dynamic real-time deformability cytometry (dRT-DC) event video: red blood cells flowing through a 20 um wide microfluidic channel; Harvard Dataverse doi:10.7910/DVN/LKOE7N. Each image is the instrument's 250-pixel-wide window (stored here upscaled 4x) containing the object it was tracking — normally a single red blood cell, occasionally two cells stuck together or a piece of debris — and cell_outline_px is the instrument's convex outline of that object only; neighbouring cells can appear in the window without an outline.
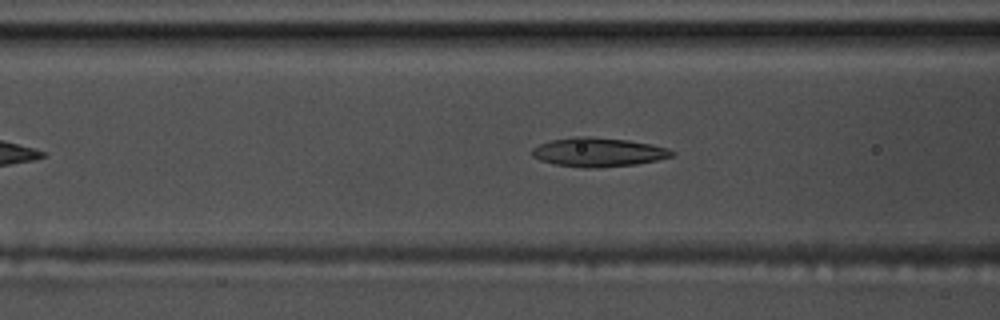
{"species": "common noctule bat (a hibernating species)", "species_latin": "Nyctalus noctula", "temperature_condition": "warm", "stored_images_in_passage": 43, "camera_frame_rate_fps": 3000, "um_per_image_px": 0.085, "animal": {"sex": "male", "body_mass_g": 17.5, "forearm_length_mm": 52.3}, "frame": {"image": 1, "passage_image": 13, "time_ms": 4.0, "image_size_px": [1000, 320], "cell_outline_px": [[676, 152], [672, 156], [656, 160], [636, 164], [600, 168], [584, 168], [556, 164], [540, 160], [532, 156], [532, 148], [540, 144], [552, 140], [576, 136], [588, 136], [628, 140], [652, 144], [668, 148]], "centroid_in_image_um": [50.87, 12.93], "position_along_channel_um": 115.7, "area_um2": 23.64}}
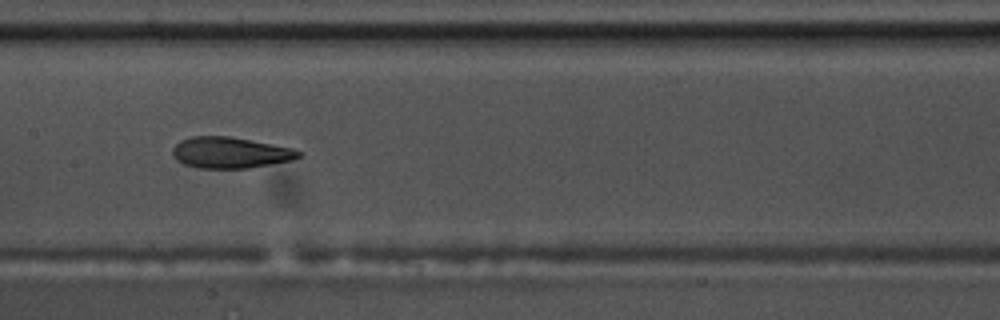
{"frame": {"image": 2, "passage_image": 19, "time_ms": 6.0, "image_size_px": [1000, 320], "cell_outline_px": [[304, 152], [300, 156], [292, 160], [248, 168], [196, 168], [184, 164], [176, 160], [172, 152], [172, 148], [180, 140], [192, 136], [228, 136], [292, 148]], "centroid_in_image_um": [19.54, 12.98], "position_along_channel_um": 187.9, "area_um2": 22.77}}
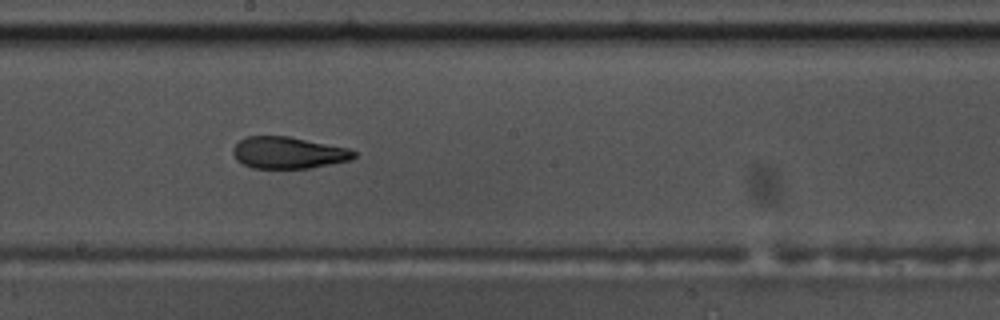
{"frame": {"image": 3, "passage_image": 22, "time_ms": 7.0, "image_size_px": [1000, 320], "cell_outline_px": [[356, 156], [348, 160], [308, 168], [252, 168], [236, 160], [232, 152], [232, 148], [244, 136], [288, 136], [348, 148], [356, 152]], "centroid_in_image_um": [24.45, 12.97], "position_along_channel_um": 223.7, "area_um2": 22.2}, "authors_computed_cell_mechanics": {"area_um2": 23.409, "velocity_mm_per_s": 3.611, "shape_relaxation_time_tau1_ms": 6.7864, "shape_relaxation_time_tau2_ms": 1.9412, "deformation_change_tau1": 0.2027, "deformation_change_tau2": 0.1021}}